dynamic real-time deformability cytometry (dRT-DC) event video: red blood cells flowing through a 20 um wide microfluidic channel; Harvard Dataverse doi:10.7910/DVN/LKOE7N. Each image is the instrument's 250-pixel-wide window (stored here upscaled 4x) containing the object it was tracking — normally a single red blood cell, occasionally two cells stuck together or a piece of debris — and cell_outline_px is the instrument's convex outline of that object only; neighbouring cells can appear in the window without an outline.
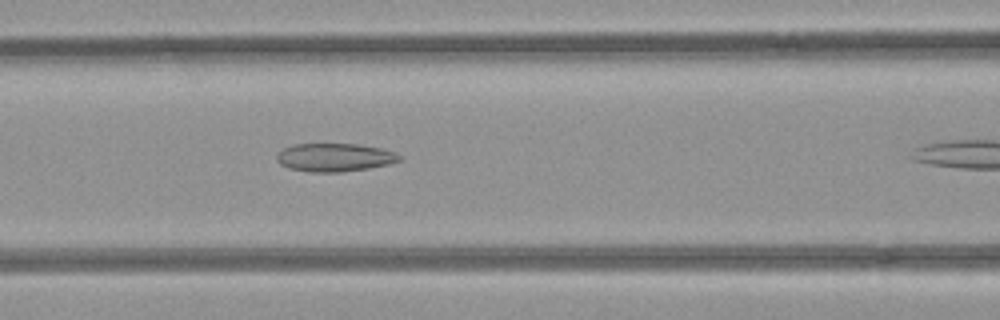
{"species": "common noctule bat (a hibernating species)", "species_latin": "Nyctalus noctula", "temperature_condition": "room temperature", "stored_images_in_passage": 27, "camera_frame_rate_fps": 3000, "um_per_image_px": 0.085, "animal": {"sex": "female", "body_mass_g": 21.9}, "frame": {"image": 1, "passage_image": 7, "time_ms": 2.0, "image_size_px": [1000, 320], "cell_outline_px": [[400, 160], [388, 164], [368, 168], [340, 172], [308, 172], [288, 168], [280, 164], [276, 160], [276, 156], [284, 148], [296, 144], [356, 144], [380, 148], [396, 152], [400, 156]], "centroid_in_image_um": [28.42, 13.38], "position_along_channel_um": 138.2, "area_um2": 20.06}}
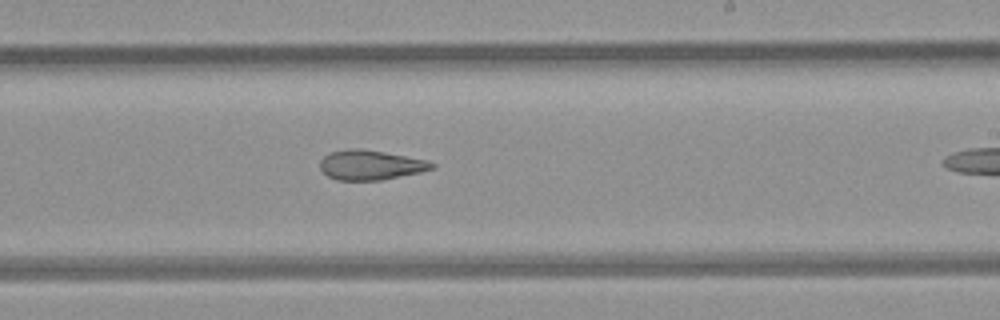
{"frame": {"image": 2, "passage_image": 16, "time_ms": 5.0, "image_size_px": [1000, 320], "cell_outline_px": [[436, 168], [420, 172], [380, 180], [336, 180], [328, 176], [320, 168], [320, 160], [324, 156], [332, 152], [348, 148], [360, 148], [384, 152], [428, 160], [436, 164]], "centroid_in_image_um": [31.51, 14.02], "position_along_channel_um": 257.5, "area_um2": 19.36}}
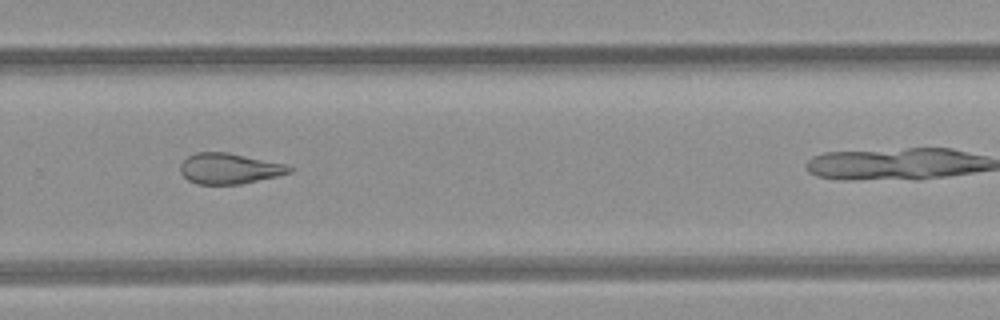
{"frame": {"image": 3, "passage_image": 20, "time_ms": 6.333, "image_size_px": [1000, 320], "cell_outline_px": [[292, 172], [276, 176], [240, 184], [196, 184], [188, 180], [180, 172], [180, 164], [188, 156], [196, 152], [228, 152], [288, 164], [292, 168]], "centroid_in_image_um": [19.49, 14.32], "position_along_channel_um": 310.3, "area_um2": 19.54}}